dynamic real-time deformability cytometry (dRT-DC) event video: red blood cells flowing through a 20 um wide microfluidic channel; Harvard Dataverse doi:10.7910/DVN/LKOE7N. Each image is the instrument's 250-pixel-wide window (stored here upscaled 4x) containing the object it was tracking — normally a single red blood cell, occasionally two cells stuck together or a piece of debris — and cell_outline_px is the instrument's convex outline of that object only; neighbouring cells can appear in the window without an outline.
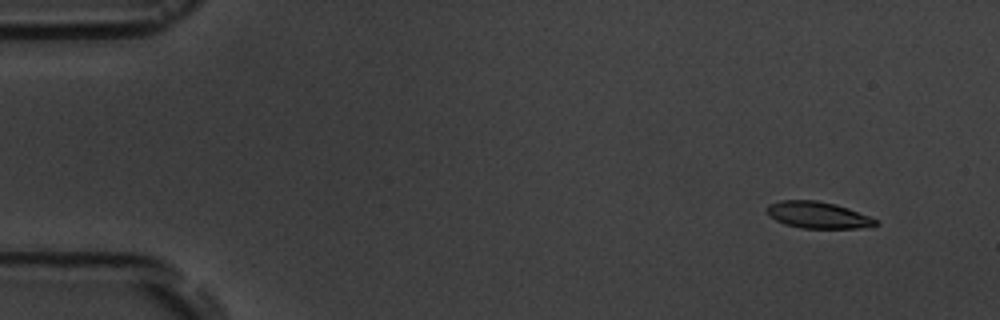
{"species": "common noctule bat (a hibernating species)", "species_latin": "Nyctalus noctula", "temperature_condition": "room temperature", "stored_images_in_passage": 4, "camera_frame_rate_fps": 3000, "um_per_image_px": 0.085, "animal": {"sex": "male", "body_mass_g": 19.5, "forearm_length_mm": 54.6}, "frame": {"image": 1, "passage_image": 1, "time_ms": 0.0, "image_size_px": [1000, 320], "cell_outline_px": [[880, 224], [872, 228], [800, 228], [784, 224], [768, 216], [768, 204], [780, 200], [816, 200], [836, 204], [848, 208], [880, 220]], "centroid_in_image_um": [69.59, 18.29], "position_along_channel_um": 15.4, "area_um2": 17.17}}